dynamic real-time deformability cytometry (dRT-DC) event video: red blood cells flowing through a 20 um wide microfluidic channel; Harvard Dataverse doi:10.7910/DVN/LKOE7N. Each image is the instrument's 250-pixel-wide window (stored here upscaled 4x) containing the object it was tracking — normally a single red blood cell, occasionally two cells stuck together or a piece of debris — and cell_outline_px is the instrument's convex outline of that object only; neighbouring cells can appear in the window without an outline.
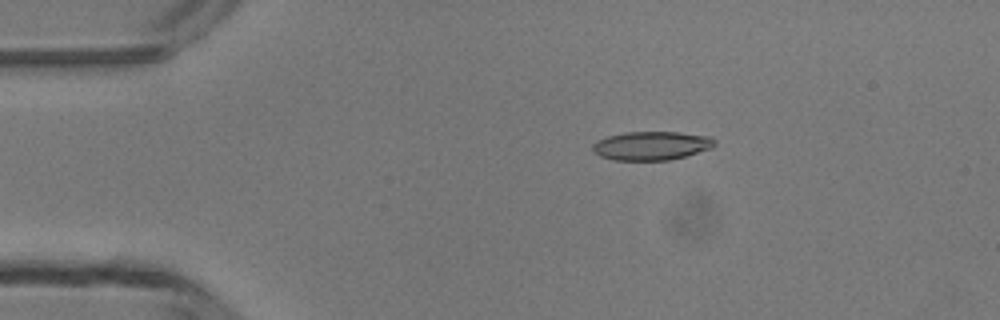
{"species": "common noctule bat (a hibernating species)", "species_latin": "Nyctalus noctula", "temperature_condition": "room temperature", "stored_images_in_passage": 5, "camera_frame_rate_fps": 3000, "um_per_image_px": 0.085, "animal": {"sex": "male", "body_mass_g": 13.3}, "frame": {"image": 1, "passage_image": 3, "time_ms": 2.333, "image_size_px": [1000, 320], "cell_outline_px": [[716, 144], [712, 148], [684, 156], [668, 160], [616, 160], [600, 156], [592, 152], [592, 144], [608, 136], [624, 132], [680, 132], [712, 136], [716, 140]], "centroid_in_image_um": [55.4, 12.37], "position_along_channel_um": 29.6, "area_um2": 20.46}}
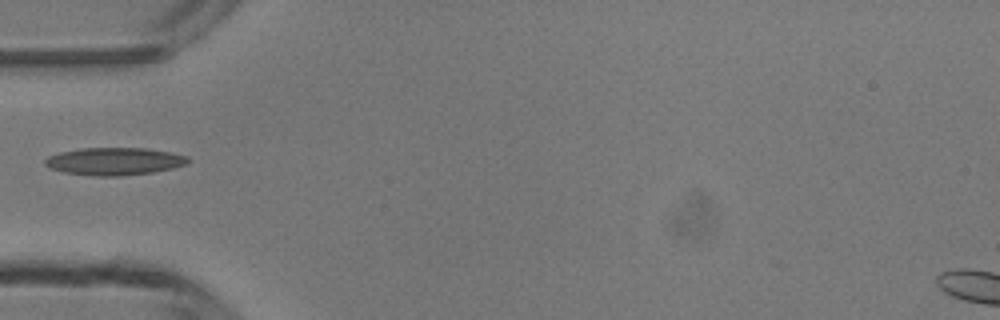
{"frame": {"image": 2, "passage_image": 5, "time_ms": 4.667, "image_size_px": [1000, 320], "cell_outline_px": [[188, 164], [172, 168], [152, 172], [120, 176], [92, 176], [64, 172], [52, 168], [44, 164], [44, 160], [48, 156], [60, 152], [84, 148], [144, 148], [168, 152], [188, 156]], "centroid_in_image_um": [9.71, 13.71], "position_along_channel_um": 75.3, "area_um2": 22.77}}